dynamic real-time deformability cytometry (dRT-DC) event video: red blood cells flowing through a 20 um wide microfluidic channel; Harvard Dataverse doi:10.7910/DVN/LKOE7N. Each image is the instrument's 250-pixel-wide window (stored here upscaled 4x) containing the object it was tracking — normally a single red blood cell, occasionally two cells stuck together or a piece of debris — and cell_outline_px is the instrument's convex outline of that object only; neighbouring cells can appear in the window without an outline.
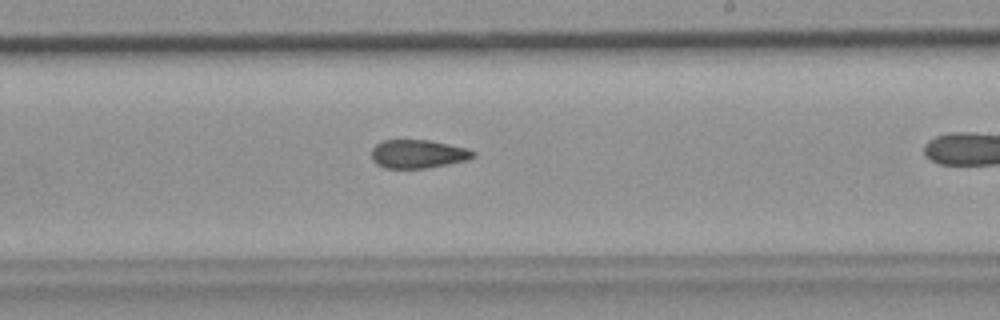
{"species": "common noctule bat (a hibernating species)", "species_latin": "Nyctalus noctula", "temperature_condition": "room temperature", "stored_images_in_passage": 22, "camera_frame_rate_fps": 3000, "um_per_image_px": 0.085, "animal": {"sex": "female", "body_mass_g": 19.9}, "frame": {"image": 1, "passage_image": 13, "time_ms": 4.0, "image_size_px": [1000, 320], "cell_outline_px": [[476, 156], [468, 160], [424, 168], [384, 168], [376, 164], [372, 160], [372, 148], [376, 144], [384, 140], [428, 140], [468, 148], [476, 152]], "centroid_in_image_um": [35.53, 13.08], "position_along_channel_um": 253.5, "area_um2": 16.88}}